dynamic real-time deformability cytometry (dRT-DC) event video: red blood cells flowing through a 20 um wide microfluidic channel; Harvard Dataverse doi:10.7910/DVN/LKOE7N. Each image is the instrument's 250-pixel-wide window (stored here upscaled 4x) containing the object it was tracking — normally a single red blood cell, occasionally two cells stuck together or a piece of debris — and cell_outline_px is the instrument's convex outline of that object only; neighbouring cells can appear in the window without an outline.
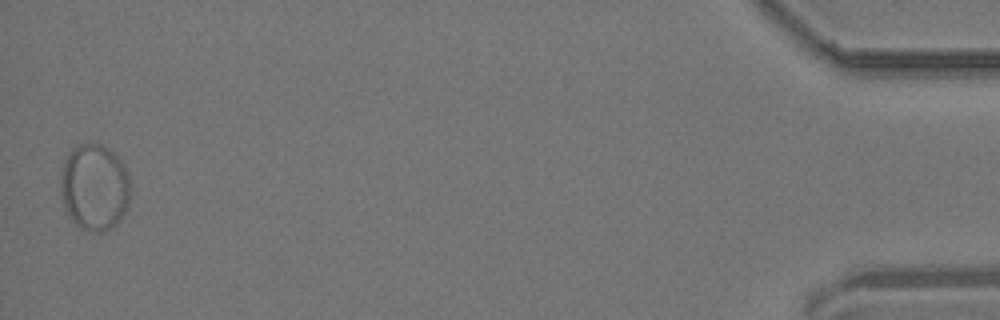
{"species": "common noctule bat (a hibernating species)", "species_latin": "Nyctalus noctula", "temperature_condition": "room temperature", "stored_images_in_passage": 13, "segment_of_instrument_passage": [2, 2], "camera_frame_rate_fps": 3000, "um_per_image_px": 0.085, "animal": {"sex": "male", "body_mass_g": 19.2, "forearm_length_mm": 51.8}, "frame": {"image": 1, "passage_image": 13, "time_ms": 4.0, "image_size_px": [1000, 320], "cell_outline_px": [[128, 204], [120, 220], [112, 228], [100, 232], [96, 232], [80, 228], [68, 216], [64, 208], [60, 192], [60, 176], [64, 160], [68, 152], [72, 148], [80, 144], [100, 144], [108, 148], [124, 164], [128, 172]], "centroid_in_image_um": [7.99, 15.91], "position_along_channel_um": 427.2, "area_um2": 35.32}}